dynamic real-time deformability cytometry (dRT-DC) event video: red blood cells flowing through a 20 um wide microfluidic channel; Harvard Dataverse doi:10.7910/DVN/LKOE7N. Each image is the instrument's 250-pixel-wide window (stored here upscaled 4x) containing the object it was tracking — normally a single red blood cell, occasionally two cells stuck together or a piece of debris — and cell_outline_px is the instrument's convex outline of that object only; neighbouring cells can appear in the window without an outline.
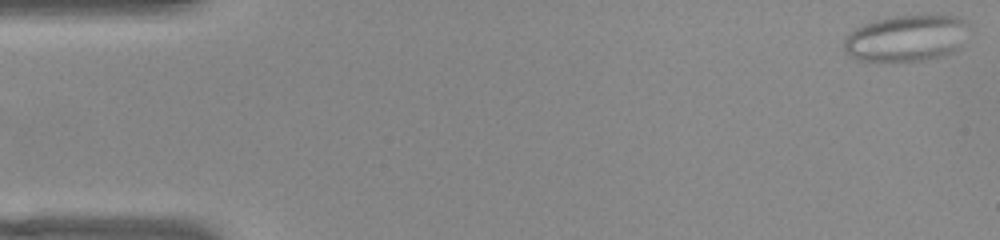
{"species": "common noctule bat (a hibernating species)", "species_latin": "Nyctalus noctula", "temperature_condition": "warm", "stored_images_in_passage": 51, "camera_frame_rate_fps": 3000, "um_per_image_px": 0.085, "animal": {"sex": "female", "body_mass_g": 22.0, "forearm_length_mm": 56.7}, "frame": {"image": 1, "passage_image": 1, "time_ms": 0.0, "image_size_px": [1000, 240], "cell_outline_px": [[968, 24], [956, 48], [952, 52], [944, 56], [924, 60], [880, 64], [856, 60], [844, 52], [844, 40], [848, 32], [864, 24], [876, 20], [896, 16], [928, 12], [956, 16], [964, 20]], "centroid_in_image_um": [76.95, 3.25], "position_along_channel_um": 8.0, "area_um2": 34.85}}
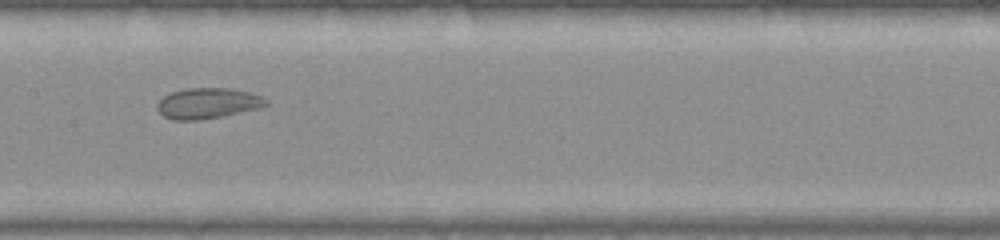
{"frame": {"image": 2, "passage_image": 25, "time_ms": 8.0, "image_size_px": [1000, 240], "cell_outline_px": [[268, 104], [260, 108], [200, 120], [172, 120], [164, 116], [156, 108], [156, 104], [164, 96], [172, 92], [188, 88], [228, 88], [248, 92], [264, 96], [268, 100]], "centroid_in_image_um": [17.66, 8.78], "position_along_channel_um": 189.7, "area_um2": 19.36}}
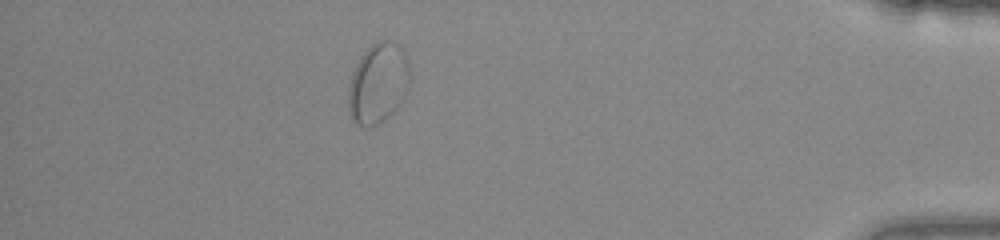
{"frame": {"image": 3, "passage_image": 45, "time_ms": 14.667, "image_size_px": [1000, 240], "cell_outline_px": [[408, 92], [400, 104], [384, 120], [372, 128], [364, 128], [356, 124], [352, 120], [348, 112], [348, 88], [352, 72], [360, 56], [372, 44], [380, 40], [388, 40], [396, 44], [404, 52], [408, 60]], "centroid_in_image_um": [32.11, 7.12], "position_along_channel_um": 403.1, "area_um2": 29.02}}